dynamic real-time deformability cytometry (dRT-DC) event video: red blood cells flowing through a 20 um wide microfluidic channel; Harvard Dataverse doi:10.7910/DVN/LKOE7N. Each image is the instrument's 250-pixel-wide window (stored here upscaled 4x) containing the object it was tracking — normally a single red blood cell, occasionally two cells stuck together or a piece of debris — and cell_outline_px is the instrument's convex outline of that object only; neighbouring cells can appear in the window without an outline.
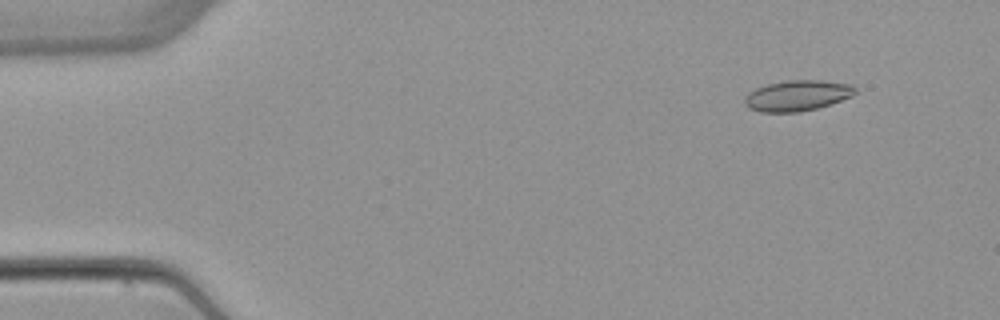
{"species": "common noctule bat (a hibernating species)", "species_latin": "Nyctalus noctula", "temperature_condition": "warm", "stored_images_in_passage": 6, "camera_frame_rate_fps": 3000, "um_per_image_px": 0.085, "animal": {"sex": "female", "body_mass_g": 22.7, "forearm_length_mm": 54.2}, "frame": {"image": 1, "passage_image": 2, "time_ms": 1.0, "image_size_px": [1000, 320], "cell_outline_px": [[856, 92], [852, 96], [816, 108], [800, 112], [760, 112], [748, 108], [744, 104], [744, 96], [748, 92], [756, 88], [768, 84], [784, 80], [824, 80], [852, 84], [856, 88]], "centroid_in_image_um": [67.74, 8.11], "position_along_channel_um": 17.3, "area_um2": 19.88}}
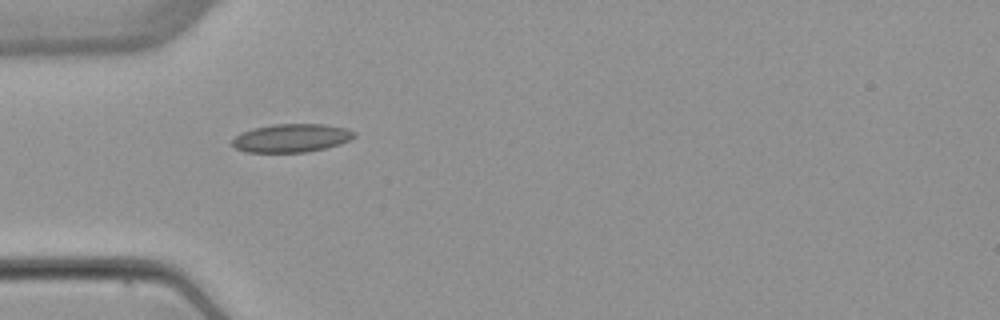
{"frame": {"image": 2, "passage_image": 5, "time_ms": 4.667, "image_size_px": [1000, 320], "cell_outline_px": [[356, 136], [340, 144], [324, 148], [304, 152], [248, 152], [236, 148], [232, 144], [232, 140], [240, 132], [252, 128], [272, 124], [324, 124], [344, 128], [356, 132]], "centroid_in_image_um": [24.75, 11.72], "position_along_channel_um": 60.2, "area_um2": 20.06}}
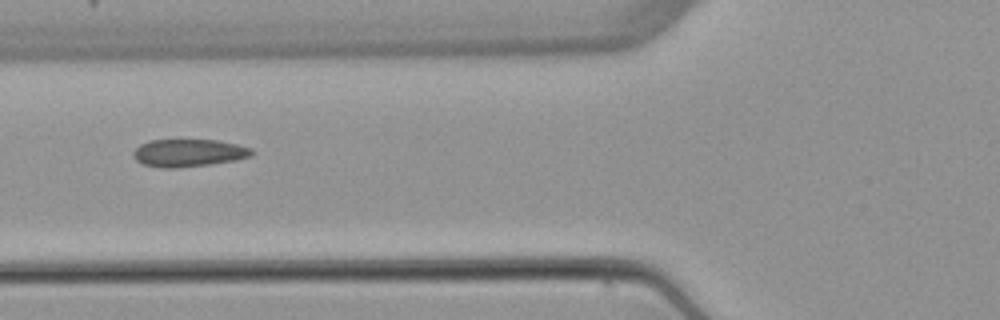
{"frame": {"image": 3, "passage_image": 6, "time_ms": 6.0, "image_size_px": [1000, 320], "cell_outline_px": [[256, 152], [252, 156], [236, 160], [212, 164], [176, 168], [160, 168], [144, 164], [136, 160], [132, 156], [132, 152], [140, 144], [148, 140], [216, 140], [236, 144], [252, 148]], "centroid_in_image_um": [16.04, 13.0], "position_along_channel_um": 109.8, "area_um2": 19.25}}